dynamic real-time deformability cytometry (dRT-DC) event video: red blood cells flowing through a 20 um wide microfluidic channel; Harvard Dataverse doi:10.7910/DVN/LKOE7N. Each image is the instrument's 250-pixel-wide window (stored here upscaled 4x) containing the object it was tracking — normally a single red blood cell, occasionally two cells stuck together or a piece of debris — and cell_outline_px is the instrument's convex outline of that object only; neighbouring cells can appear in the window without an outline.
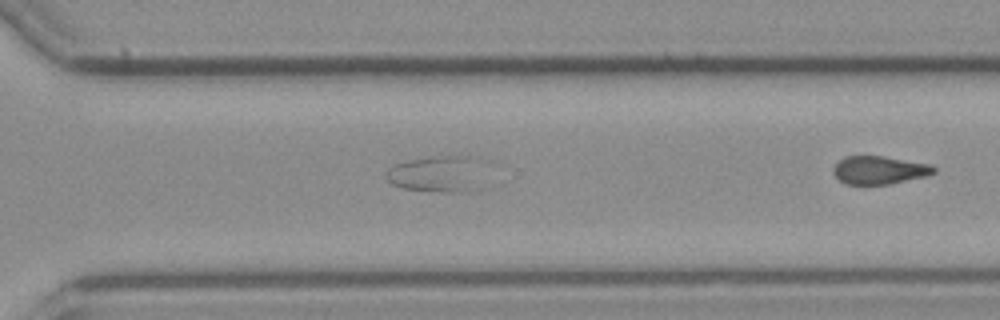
{"species": "common noctule bat (a hibernating species)", "species_latin": "Nyctalus noctula", "temperature_condition": "cold", "stored_images_in_passage": 33, "segment_of_instrument_passage": [2, 2], "camera_frame_rate_fps": 3000, "um_per_image_px": 0.085, "animal": {"sex": "female", "body_mass_g": 21.9}, "frame": {"image": 1, "passage_image": 33, "time_ms": 10.667, "image_size_px": [1000, 320], "cell_outline_px": [[936, 172], [928, 176], [888, 184], [844, 184], [832, 172], [832, 168], [844, 156], [880, 156], [932, 164], [936, 168]], "centroid_in_image_um": [74.76, 14.46], "position_along_channel_um": 295.8, "area_um2": 16.47}}